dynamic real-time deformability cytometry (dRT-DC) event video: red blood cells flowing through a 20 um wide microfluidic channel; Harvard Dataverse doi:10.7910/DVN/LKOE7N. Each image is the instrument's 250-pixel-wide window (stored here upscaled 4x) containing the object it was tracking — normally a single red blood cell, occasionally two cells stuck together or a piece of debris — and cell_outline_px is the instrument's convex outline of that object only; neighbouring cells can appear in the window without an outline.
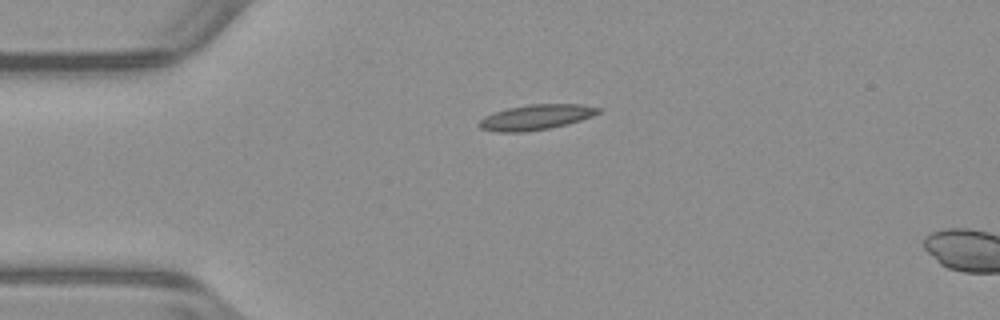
{"species": "common noctule bat (a hibernating species)", "species_latin": "Nyctalus noctula", "temperature_condition": "warm", "stored_images_in_passage": 4, "camera_frame_rate_fps": 3000, "um_per_image_px": 0.085, "animal": {"sex": "male", "body_mass_g": 23.1, "forearm_length_mm": 52.7}, "frame": {"image": 1, "passage_image": 1, "time_ms": 0.0, "image_size_px": [1000, 320], "cell_outline_px": [[604, 108], [600, 112], [592, 116], [568, 124], [548, 128], [524, 132], [496, 132], [480, 128], [476, 124], [484, 116], [508, 108], [528, 104], [580, 104]], "centroid_in_image_um": [45.56, 9.96], "position_along_channel_um": 39.4, "area_um2": 17.57}}